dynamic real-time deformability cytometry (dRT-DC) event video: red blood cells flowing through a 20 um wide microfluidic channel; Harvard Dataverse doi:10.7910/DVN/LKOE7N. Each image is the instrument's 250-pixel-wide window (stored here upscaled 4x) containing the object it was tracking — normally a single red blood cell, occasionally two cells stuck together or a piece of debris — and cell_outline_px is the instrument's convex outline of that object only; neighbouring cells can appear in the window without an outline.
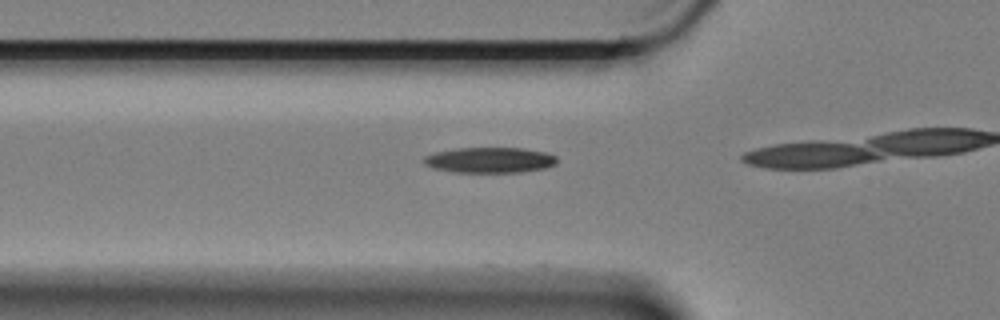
{"species": "Egyptian fruit bat (a non-hibernating species)", "species_latin": "Rousettus aegyptiacus", "temperature_condition": "cold", "stored_images_in_passage": 4, "camera_frame_rate_fps": 3000, "um_per_image_px": 0.085, "animal": {"sex": "female"}, "frame": {"image": 1, "passage_image": 2, "time_ms": 0.333, "image_size_px": [1000, 320], "cell_outline_px": [[556, 164], [544, 168], [520, 172], [452, 172], [432, 168], [424, 164], [420, 160], [424, 156], [436, 152], [456, 148], [524, 148], [544, 152], [556, 156]], "centroid_in_image_um": [41.57, 13.6], "position_along_channel_um": 84.2, "area_um2": 19.88}}